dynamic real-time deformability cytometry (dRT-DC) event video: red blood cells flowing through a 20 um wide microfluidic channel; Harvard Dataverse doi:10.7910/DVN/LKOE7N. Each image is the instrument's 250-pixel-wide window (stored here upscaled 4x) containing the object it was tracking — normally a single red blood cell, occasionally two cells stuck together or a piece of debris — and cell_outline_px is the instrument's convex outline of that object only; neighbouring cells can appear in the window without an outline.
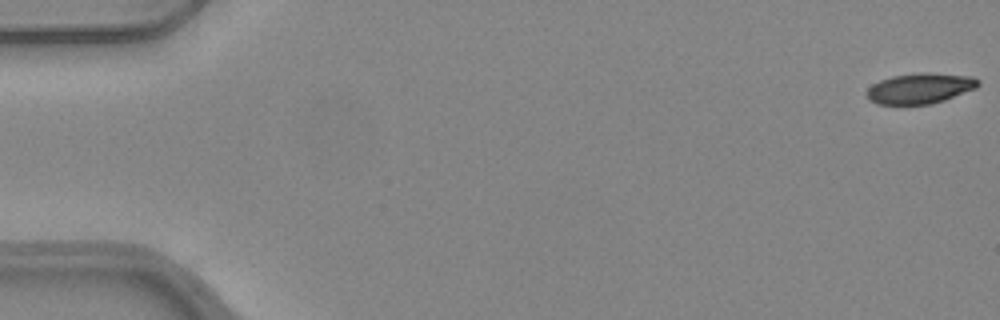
{"species": "common noctule bat (a hibernating species)", "species_latin": "Nyctalus noctula", "temperature_condition": "warm", "stored_images_in_passage": 52, "camera_frame_rate_fps": 3000, "um_per_image_px": 0.085, "animal": {"sex": "female", "body_mass_g": 24.6, "forearm_length_mm": 56.2}, "frame": {"image": 1, "passage_image": 1, "time_ms": 0.0, "image_size_px": [1000, 320], "cell_outline_px": [[980, 84], [976, 88], [944, 100], [932, 104], [876, 104], [868, 100], [868, 88], [872, 84], [880, 80], [892, 76], [920, 72], [928, 72], [972, 76], [980, 80]], "centroid_in_image_um": [78.22, 7.5], "position_along_channel_um": 6.8, "area_um2": 19.88}}
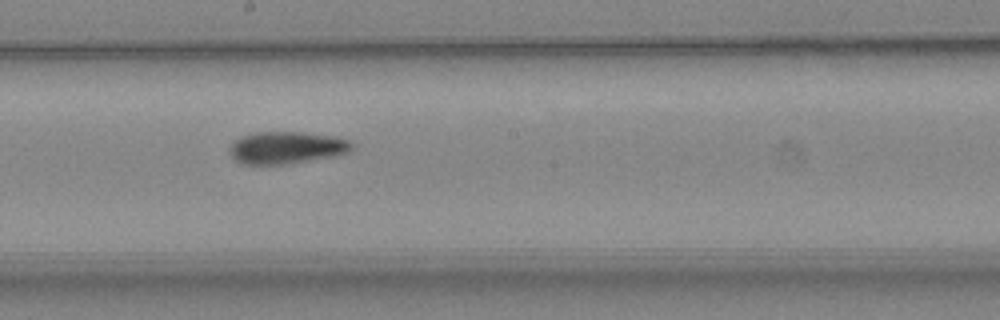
{"frame": {"image": 2, "passage_image": 29, "time_ms": 9.333, "image_size_px": [1000, 320], "cell_outline_px": [[356, 144], [348, 152], [336, 156], [288, 164], [240, 164], [228, 152], [228, 148], [240, 136], [256, 132], [300, 132], [332, 136], [348, 140]], "centroid_in_image_um": [24.35, 12.55], "position_along_channel_um": 223.8, "area_um2": 23.06}}
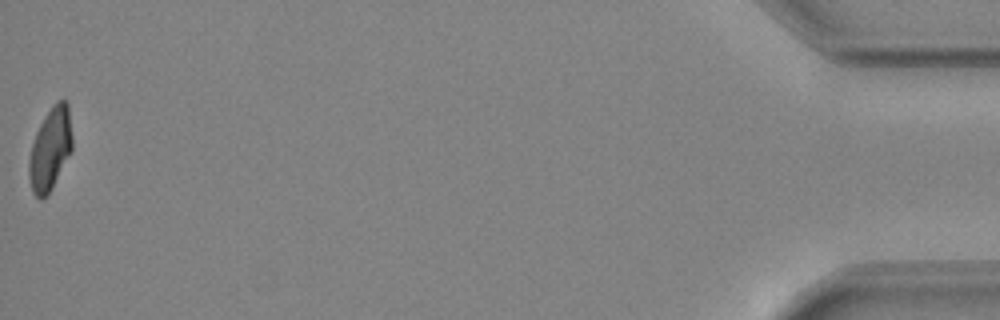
{"frame": {"image": 3, "passage_image": 52, "time_ms": 17.0, "image_size_px": [1000, 320], "cell_outline_px": [[72, 148], [52, 188], [40, 200], [32, 192], [28, 176], [28, 160], [32, 144], [36, 132], [40, 124], [52, 104], [56, 100], [68, 100], [72, 136]], "centroid_in_image_um": [4.26, 12.63], "position_along_channel_um": 430.9, "area_um2": 20.75}, "authors_computed_cell_mechanics": {"area_um2": 21.8773, "velocity_mm_per_s": 4.0186, "shape_relaxation_time_tau1_ms": 7.7411, "shape_relaxation_time_tau2_ms": 3.974, "deformation_change_tau1": 0.2172, "deformation_change_tau2": 0.0953}}